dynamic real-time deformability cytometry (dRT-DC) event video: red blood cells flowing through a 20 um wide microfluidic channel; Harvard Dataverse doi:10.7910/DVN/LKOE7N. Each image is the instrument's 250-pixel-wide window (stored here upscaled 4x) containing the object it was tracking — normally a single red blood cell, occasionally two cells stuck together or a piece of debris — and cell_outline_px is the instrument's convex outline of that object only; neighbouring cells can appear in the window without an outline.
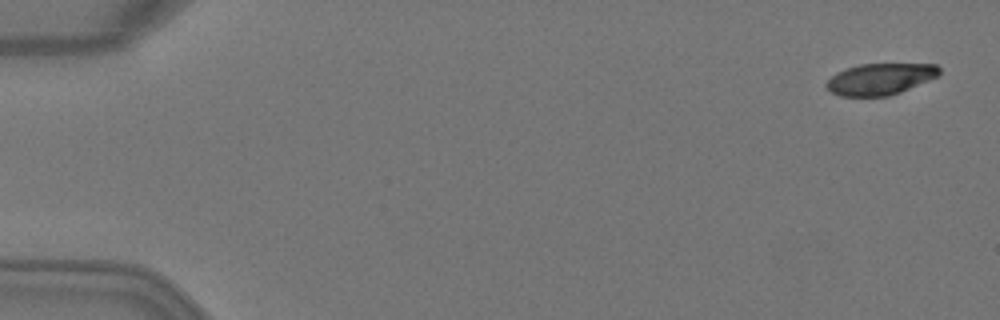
{"species": "Egyptian fruit bat (a non-hibernating species)", "species_latin": "Rousettus aegyptiacus", "temperature_condition": "warm", "stored_images_in_passage": 4, "camera_frame_rate_fps": 3000, "um_per_image_px": 0.085, "animal": {"sex": "female"}, "frame": {"image": 1, "passage_image": 4, "time_ms": 1.0, "image_size_px": [1000, 320], "cell_outline_px": [[940, 76], [900, 92], [888, 96], [840, 96], [832, 92], [824, 84], [836, 72], [860, 64], [936, 64], [940, 68]], "centroid_in_image_um": [74.84, 6.71], "position_along_channel_um": 10.2, "area_um2": 20.63}}